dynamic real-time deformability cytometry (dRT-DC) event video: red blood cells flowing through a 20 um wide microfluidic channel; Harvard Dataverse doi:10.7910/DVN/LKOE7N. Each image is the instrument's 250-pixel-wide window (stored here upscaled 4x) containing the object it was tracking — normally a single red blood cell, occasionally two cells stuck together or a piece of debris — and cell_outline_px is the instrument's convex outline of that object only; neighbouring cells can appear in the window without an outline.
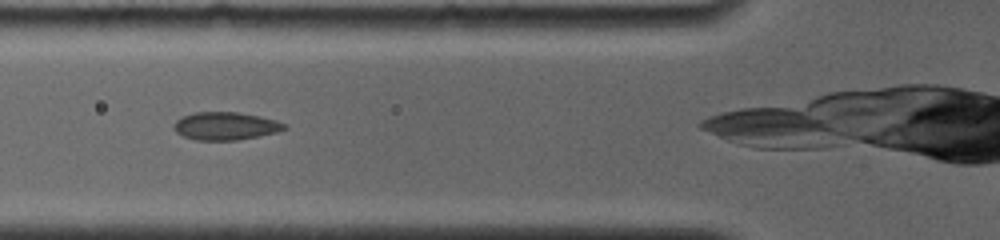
{"species": "common noctule bat (a hibernating species)", "species_latin": "Nyctalus noctula", "temperature_condition": "room temperature", "stored_images_in_passage": 10, "camera_frame_rate_fps": 4000, "um_per_image_px": 0.085, "animal": {"sex": "female", "body_mass_g": 19.0, "forearm_length_mm": 56.7}, "frame": {"image": 1, "passage_image": 4, "time_ms": 1.5, "image_size_px": [1000, 240], "cell_outline_px": [[288, 128], [276, 132], [236, 140], [196, 140], [184, 136], [176, 132], [172, 128], [176, 120], [184, 116], [196, 112], [236, 112], [260, 116], [276, 120], [284, 124]], "centroid_in_image_um": [19.15, 10.71], "position_along_channel_um": 106.7, "area_um2": 17.74}}
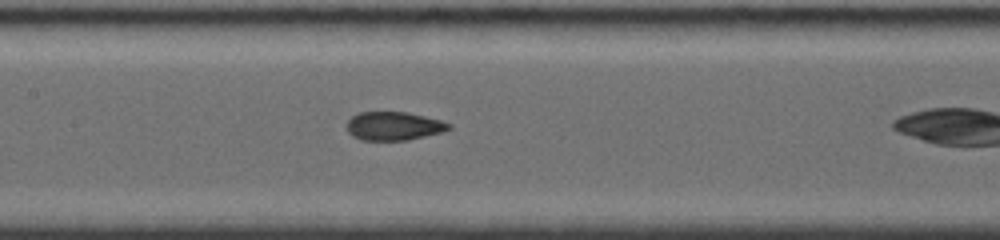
{"frame": {"image": 2, "passage_image": 7, "time_ms": 3.25, "image_size_px": [1000, 240], "cell_outline_px": [[452, 128], [444, 132], [408, 140], [360, 140], [352, 136], [348, 132], [348, 120], [352, 116], [360, 112], [408, 112], [440, 120], [452, 124]], "centroid_in_image_um": [33.5, 10.72], "position_along_channel_um": 173.9, "area_um2": 17.05}}
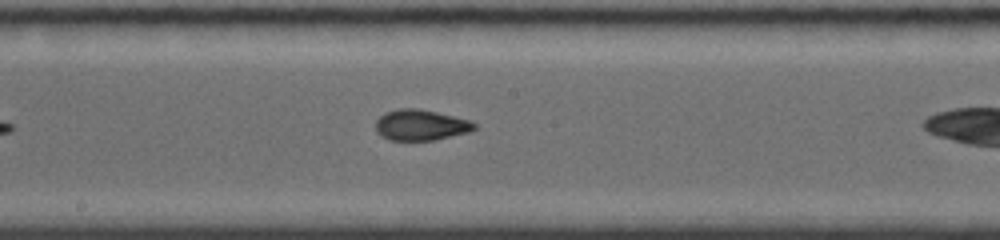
{"frame": {"image": 3, "passage_image": 9, "time_ms": 4.25, "image_size_px": [1000, 240], "cell_outline_px": [[476, 128], [468, 132], [436, 140], [392, 140], [380, 136], [376, 132], [376, 120], [384, 112], [400, 108], [416, 108], [436, 112], [468, 120], [476, 124]], "centroid_in_image_um": [35.72, 10.63], "position_along_channel_um": 212.5, "area_um2": 17.63}}